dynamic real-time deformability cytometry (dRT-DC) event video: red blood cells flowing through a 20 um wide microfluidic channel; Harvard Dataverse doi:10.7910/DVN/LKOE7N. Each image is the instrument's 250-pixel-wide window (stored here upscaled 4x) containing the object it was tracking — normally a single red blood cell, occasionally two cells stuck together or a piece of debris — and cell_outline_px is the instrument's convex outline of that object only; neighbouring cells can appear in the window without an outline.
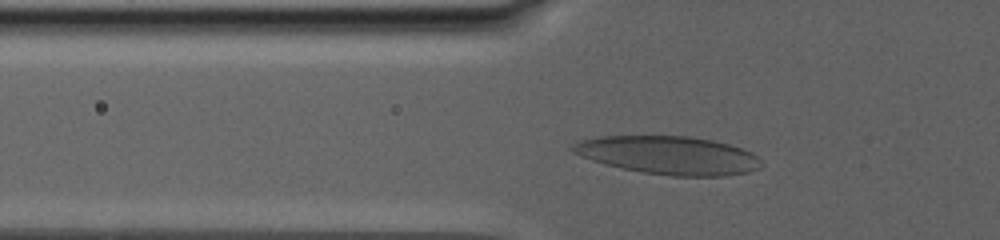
{"species": "human", "species_latin": "Homo sapiens", "temperature_condition": "warm", "stored_images_in_passage": 51, "camera_frame_rate_fps": 3000, "um_per_image_px": 0.085, "donor": {"sex": "male"}, "frame": {"image": 1, "passage_image": 13, "time_ms": 4.0, "image_size_px": [1000, 240], "cell_outline_px": [[764, 164], [760, 168], [748, 172], [724, 176], [672, 176], [644, 172], [620, 168], [604, 164], [580, 156], [572, 152], [572, 144], [580, 140], [600, 136], [688, 136], [712, 140], [728, 144], [752, 152], [760, 156]], "centroid_in_image_um": [56.86, 13.2], "position_along_channel_um": 68.9, "area_um2": 42.19}}
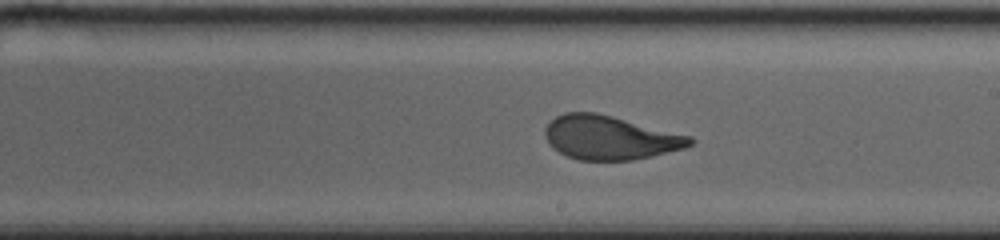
{"frame": {"image": 2, "passage_image": 35, "time_ms": 10.667, "image_size_px": [1000, 240], "cell_outline_px": [[696, 140], [692, 144], [684, 148], [652, 156], [632, 160], [580, 160], [568, 156], [552, 148], [548, 144], [544, 136], [544, 128], [556, 116], [564, 112], [596, 112], [692, 136]], "centroid_in_image_um": [51.83, 11.69], "position_along_channel_um": 237.2, "area_um2": 37.11}}
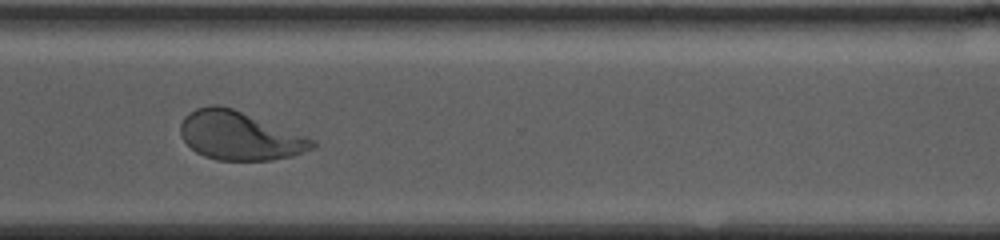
{"frame": {"image": 3, "passage_image": 50, "time_ms": 15.0, "image_size_px": [1000, 240], "cell_outline_px": [[316, 148], [292, 156], [272, 160], [216, 160], [204, 156], [196, 152], [180, 136], [180, 124], [184, 116], [188, 112], [196, 108], [208, 104], [220, 104], [232, 108], [308, 136], [316, 140]], "centroid_in_image_um": [20.37, 11.53], "position_along_channel_um": 350.2, "area_um2": 37.69}}